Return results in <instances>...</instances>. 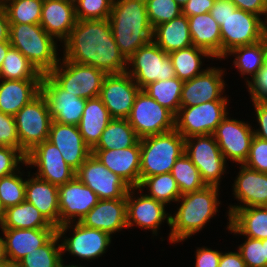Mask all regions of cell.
I'll use <instances>...</instances> for the list:
<instances>
[{"label":"cell","instance_id":"cell-1","mask_svg":"<svg viewBox=\"0 0 267 267\" xmlns=\"http://www.w3.org/2000/svg\"><path fill=\"white\" fill-rule=\"evenodd\" d=\"M64 46L65 60L93 66L106 74L129 70L127 60L114 40L108 19L77 20Z\"/></svg>","mask_w":267,"mask_h":267},{"label":"cell","instance_id":"cell-2","mask_svg":"<svg viewBox=\"0 0 267 267\" xmlns=\"http://www.w3.org/2000/svg\"><path fill=\"white\" fill-rule=\"evenodd\" d=\"M108 20L114 40L126 60L152 41L153 28L145 0H114Z\"/></svg>","mask_w":267,"mask_h":267},{"label":"cell","instance_id":"cell-3","mask_svg":"<svg viewBox=\"0 0 267 267\" xmlns=\"http://www.w3.org/2000/svg\"><path fill=\"white\" fill-rule=\"evenodd\" d=\"M218 189L217 186H205L201 190L180 196L177 200L182 201L180 208L174 216L170 215L171 243L181 242L204 228L218 211Z\"/></svg>","mask_w":267,"mask_h":267},{"label":"cell","instance_id":"cell-4","mask_svg":"<svg viewBox=\"0 0 267 267\" xmlns=\"http://www.w3.org/2000/svg\"><path fill=\"white\" fill-rule=\"evenodd\" d=\"M54 37L40 24L10 23L9 42L19 50L43 75L48 74L58 63Z\"/></svg>","mask_w":267,"mask_h":267},{"label":"cell","instance_id":"cell-5","mask_svg":"<svg viewBox=\"0 0 267 267\" xmlns=\"http://www.w3.org/2000/svg\"><path fill=\"white\" fill-rule=\"evenodd\" d=\"M185 138L176 130L140 139V183L149 176L171 173L184 153Z\"/></svg>","mask_w":267,"mask_h":267},{"label":"cell","instance_id":"cell-6","mask_svg":"<svg viewBox=\"0 0 267 267\" xmlns=\"http://www.w3.org/2000/svg\"><path fill=\"white\" fill-rule=\"evenodd\" d=\"M20 151L26 156L36 145L49 138L52 118L44 95L40 92L14 116Z\"/></svg>","mask_w":267,"mask_h":267},{"label":"cell","instance_id":"cell-7","mask_svg":"<svg viewBox=\"0 0 267 267\" xmlns=\"http://www.w3.org/2000/svg\"><path fill=\"white\" fill-rule=\"evenodd\" d=\"M48 75L64 90L84 99L100 95L107 74L93 66L62 59ZM59 65V66H58Z\"/></svg>","mask_w":267,"mask_h":267},{"label":"cell","instance_id":"cell-8","mask_svg":"<svg viewBox=\"0 0 267 267\" xmlns=\"http://www.w3.org/2000/svg\"><path fill=\"white\" fill-rule=\"evenodd\" d=\"M260 16L236 8L220 26L221 59L235 47L261 41L267 33V24Z\"/></svg>","mask_w":267,"mask_h":267},{"label":"cell","instance_id":"cell-9","mask_svg":"<svg viewBox=\"0 0 267 267\" xmlns=\"http://www.w3.org/2000/svg\"><path fill=\"white\" fill-rule=\"evenodd\" d=\"M127 121L140 139L175 129V116L144 90L137 94Z\"/></svg>","mask_w":267,"mask_h":267},{"label":"cell","instance_id":"cell-10","mask_svg":"<svg viewBox=\"0 0 267 267\" xmlns=\"http://www.w3.org/2000/svg\"><path fill=\"white\" fill-rule=\"evenodd\" d=\"M132 69L126 71L143 90L158 80L176 77L171 58L153 41L140 47L128 60Z\"/></svg>","mask_w":267,"mask_h":267},{"label":"cell","instance_id":"cell-11","mask_svg":"<svg viewBox=\"0 0 267 267\" xmlns=\"http://www.w3.org/2000/svg\"><path fill=\"white\" fill-rule=\"evenodd\" d=\"M227 100H215L190 107H180L175 129L184 137L210 135L227 116Z\"/></svg>","mask_w":267,"mask_h":267},{"label":"cell","instance_id":"cell-12","mask_svg":"<svg viewBox=\"0 0 267 267\" xmlns=\"http://www.w3.org/2000/svg\"><path fill=\"white\" fill-rule=\"evenodd\" d=\"M184 152L198 168L206 186L219 187V180L226 169V160L214 136L210 134L185 138Z\"/></svg>","mask_w":267,"mask_h":267},{"label":"cell","instance_id":"cell-13","mask_svg":"<svg viewBox=\"0 0 267 267\" xmlns=\"http://www.w3.org/2000/svg\"><path fill=\"white\" fill-rule=\"evenodd\" d=\"M98 201V196L76 176L58 186L59 227L56 228L58 237L61 238L71 227L72 218L77 217L80 222Z\"/></svg>","mask_w":267,"mask_h":267},{"label":"cell","instance_id":"cell-14","mask_svg":"<svg viewBox=\"0 0 267 267\" xmlns=\"http://www.w3.org/2000/svg\"><path fill=\"white\" fill-rule=\"evenodd\" d=\"M75 176L89 187L98 196L99 200L126 199V195L131 188L93 154L80 166Z\"/></svg>","mask_w":267,"mask_h":267},{"label":"cell","instance_id":"cell-15","mask_svg":"<svg viewBox=\"0 0 267 267\" xmlns=\"http://www.w3.org/2000/svg\"><path fill=\"white\" fill-rule=\"evenodd\" d=\"M140 90L127 72L107 74L99 97L112 119H127Z\"/></svg>","mask_w":267,"mask_h":267},{"label":"cell","instance_id":"cell-16","mask_svg":"<svg viewBox=\"0 0 267 267\" xmlns=\"http://www.w3.org/2000/svg\"><path fill=\"white\" fill-rule=\"evenodd\" d=\"M52 121L78 126L83 115L86 99L62 89L48 74H43L41 90Z\"/></svg>","mask_w":267,"mask_h":267},{"label":"cell","instance_id":"cell-17","mask_svg":"<svg viewBox=\"0 0 267 267\" xmlns=\"http://www.w3.org/2000/svg\"><path fill=\"white\" fill-rule=\"evenodd\" d=\"M25 164L38 167L36 177L57 186L72 180L76 174L65 162L59 149L48 139L27 153Z\"/></svg>","mask_w":267,"mask_h":267},{"label":"cell","instance_id":"cell-18","mask_svg":"<svg viewBox=\"0 0 267 267\" xmlns=\"http://www.w3.org/2000/svg\"><path fill=\"white\" fill-rule=\"evenodd\" d=\"M248 123L229 119L227 116L213 132L225 160L231 159L238 164H244L254 138V132Z\"/></svg>","mask_w":267,"mask_h":267},{"label":"cell","instance_id":"cell-19","mask_svg":"<svg viewBox=\"0 0 267 267\" xmlns=\"http://www.w3.org/2000/svg\"><path fill=\"white\" fill-rule=\"evenodd\" d=\"M92 154L131 188L140 185V140L123 149H92Z\"/></svg>","mask_w":267,"mask_h":267},{"label":"cell","instance_id":"cell-20","mask_svg":"<svg viewBox=\"0 0 267 267\" xmlns=\"http://www.w3.org/2000/svg\"><path fill=\"white\" fill-rule=\"evenodd\" d=\"M48 140L59 149L65 162L75 171L92 154V149L84 142L75 125L52 121Z\"/></svg>","mask_w":267,"mask_h":267},{"label":"cell","instance_id":"cell-21","mask_svg":"<svg viewBox=\"0 0 267 267\" xmlns=\"http://www.w3.org/2000/svg\"><path fill=\"white\" fill-rule=\"evenodd\" d=\"M223 70L209 68L191 80L184 81L181 93V107H190L201 103L228 100L221 97L224 90Z\"/></svg>","mask_w":267,"mask_h":267},{"label":"cell","instance_id":"cell-22","mask_svg":"<svg viewBox=\"0 0 267 267\" xmlns=\"http://www.w3.org/2000/svg\"><path fill=\"white\" fill-rule=\"evenodd\" d=\"M132 190H138V188H130L128 194L126 195L127 228L136 224L143 229L153 230V234L155 233L156 235L159 225L163 220H165V218L170 226L169 215L171 214L166 213L165 204L155 200L154 198L148 197L146 194H140V197L134 199L132 198V195L134 194Z\"/></svg>","mask_w":267,"mask_h":267},{"label":"cell","instance_id":"cell-23","mask_svg":"<svg viewBox=\"0 0 267 267\" xmlns=\"http://www.w3.org/2000/svg\"><path fill=\"white\" fill-rule=\"evenodd\" d=\"M73 236L61 243L62 253L68 251L72 255L85 260L100 257L111 243V235L105 231L85 227L77 221L73 228Z\"/></svg>","mask_w":267,"mask_h":267},{"label":"cell","instance_id":"cell-24","mask_svg":"<svg viewBox=\"0 0 267 267\" xmlns=\"http://www.w3.org/2000/svg\"><path fill=\"white\" fill-rule=\"evenodd\" d=\"M6 255L10 264H17L24 256L45 245L56 228L12 229L2 228Z\"/></svg>","mask_w":267,"mask_h":267},{"label":"cell","instance_id":"cell-25","mask_svg":"<svg viewBox=\"0 0 267 267\" xmlns=\"http://www.w3.org/2000/svg\"><path fill=\"white\" fill-rule=\"evenodd\" d=\"M240 170L233 185V194L244 206H230L229 217L240 207L267 205V173L256 171L244 164H241Z\"/></svg>","mask_w":267,"mask_h":267},{"label":"cell","instance_id":"cell-26","mask_svg":"<svg viewBox=\"0 0 267 267\" xmlns=\"http://www.w3.org/2000/svg\"><path fill=\"white\" fill-rule=\"evenodd\" d=\"M76 22L74 0H44L40 25L49 35L65 41Z\"/></svg>","mask_w":267,"mask_h":267},{"label":"cell","instance_id":"cell-27","mask_svg":"<svg viewBox=\"0 0 267 267\" xmlns=\"http://www.w3.org/2000/svg\"><path fill=\"white\" fill-rule=\"evenodd\" d=\"M85 227L95 228L109 233L127 228L126 199H104L80 220Z\"/></svg>","mask_w":267,"mask_h":267},{"label":"cell","instance_id":"cell-28","mask_svg":"<svg viewBox=\"0 0 267 267\" xmlns=\"http://www.w3.org/2000/svg\"><path fill=\"white\" fill-rule=\"evenodd\" d=\"M25 200L32 203L55 228L59 227L58 186L35 176L26 180Z\"/></svg>","mask_w":267,"mask_h":267},{"label":"cell","instance_id":"cell-29","mask_svg":"<svg viewBox=\"0 0 267 267\" xmlns=\"http://www.w3.org/2000/svg\"><path fill=\"white\" fill-rule=\"evenodd\" d=\"M41 90V80H2L0 83V111L15 116L16 113Z\"/></svg>","mask_w":267,"mask_h":267},{"label":"cell","instance_id":"cell-30","mask_svg":"<svg viewBox=\"0 0 267 267\" xmlns=\"http://www.w3.org/2000/svg\"><path fill=\"white\" fill-rule=\"evenodd\" d=\"M152 41L167 54L192 46L187 16L181 14L154 27Z\"/></svg>","mask_w":267,"mask_h":267},{"label":"cell","instance_id":"cell-31","mask_svg":"<svg viewBox=\"0 0 267 267\" xmlns=\"http://www.w3.org/2000/svg\"><path fill=\"white\" fill-rule=\"evenodd\" d=\"M111 120L112 117L99 96L86 100L78 128L84 142L91 149L97 145L102 132Z\"/></svg>","mask_w":267,"mask_h":267},{"label":"cell","instance_id":"cell-32","mask_svg":"<svg viewBox=\"0 0 267 267\" xmlns=\"http://www.w3.org/2000/svg\"><path fill=\"white\" fill-rule=\"evenodd\" d=\"M187 18L192 45L208 51L215 58L221 59L220 26L211 14L208 12Z\"/></svg>","mask_w":267,"mask_h":267},{"label":"cell","instance_id":"cell-33","mask_svg":"<svg viewBox=\"0 0 267 267\" xmlns=\"http://www.w3.org/2000/svg\"><path fill=\"white\" fill-rule=\"evenodd\" d=\"M227 229L253 239H267V208L240 207L229 218Z\"/></svg>","mask_w":267,"mask_h":267},{"label":"cell","instance_id":"cell-34","mask_svg":"<svg viewBox=\"0 0 267 267\" xmlns=\"http://www.w3.org/2000/svg\"><path fill=\"white\" fill-rule=\"evenodd\" d=\"M1 228L39 229L55 227L46 220L32 203L24 200L22 203L9 207L4 211Z\"/></svg>","mask_w":267,"mask_h":267},{"label":"cell","instance_id":"cell-35","mask_svg":"<svg viewBox=\"0 0 267 267\" xmlns=\"http://www.w3.org/2000/svg\"><path fill=\"white\" fill-rule=\"evenodd\" d=\"M139 140L127 119H112L93 149H123L134 146Z\"/></svg>","mask_w":267,"mask_h":267},{"label":"cell","instance_id":"cell-36","mask_svg":"<svg viewBox=\"0 0 267 267\" xmlns=\"http://www.w3.org/2000/svg\"><path fill=\"white\" fill-rule=\"evenodd\" d=\"M168 55L171 58L176 77L182 81L191 80L204 72L200 71L202 64L201 56L213 58L208 51L193 45L185 49L173 51Z\"/></svg>","mask_w":267,"mask_h":267},{"label":"cell","instance_id":"cell-37","mask_svg":"<svg viewBox=\"0 0 267 267\" xmlns=\"http://www.w3.org/2000/svg\"><path fill=\"white\" fill-rule=\"evenodd\" d=\"M184 81L173 77L158 80L147 85L143 90L161 106L168 109L174 116L181 107V93Z\"/></svg>","mask_w":267,"mask_h":267},{"label":"cell","instance_id":"cell-38","mask_svg":"<svg viewBox=\"0 0 267 267\" xmlns=\"http://www.w3.org/2000/svg\"><path fill=\"white\" fill-rule=\"evenodd\" d=\"M1 78L3 80H41L42 74L19 50L11 47L0 69Z\"/></svg>","mask_w":267,"mask_h":267},{"label":"cell","instance_id":"cell-39","mask_svg":"<svg viewBox=\"0 0 267 267\" xmlns=\"http://www.w3.org/2000/svg\"><path fill=\"white\" fill-rule=\"evenodd\" d=\"M171 174L176 180L181 195L203 189V182L198 168L191 162L185 152L176 160Z\"/></svg>","mask_w":267,"mask_h":267},{"label":"cell","instance_id":"cell-40","mask_svg":"<svg viewBox=\"0 0 267 267\" xmlns=\"http://www.w3.org/2000/svg\"><path fill=\"white\" fill-rule=\"evenodd\" d=\"M150 188V195L148 197L154 198L155 200L168 204L170 201H175L180 198L181 193L177 186L176 180L171 173H163L145 178L139 185L138 189L141 191L142 188Z\"/></svg>","mask_w":267,"mask_h":267},{"label":"cell","instance_id":"cell-41","mask_svg":"<svg viewBox=\"0 0 267 267\" xmlns=\"http://www.w3.org/2000/svg\"><path fill=\"white\" fill-rule=\"evenodd\" d=\"M229 54H238L234 60V65L242 75L250 74L253 77L264 65V37L257 43L235 47L224 57L226 58Z\"/></svg>","mask_w":267,"mask_h":267},{"label":"cell","instance_id":"cell-42","mask_svg":"<svg viewBox=\"0 0 267 267\" xmlns=\"http://www.w3.org/2000/svg\"><path fill=\"white\" fill-rule=\"evenodd\" d=\"M57 233L42 247L24 256L18 263L20 267H58L62 260L61 245Z\"/></svg>","mask_w":267,"mask_h":267},{"label":"cell","instance_id":"cell-43","mask_svg":"<svg viewBox=\"0 0 267 267\" xmlns=\"http://www.w3.org/2000/svg\"><path fill=\"white\" fill-rule=\"evenodd\" d=\"M43 2L44 0H10L3 7L9 23L40 24Z\"/></svg>","mask_w":267,"mask_h":267},{"label":"cell","instance_id":"cell-44","mask_svg":"<svg viewBox=\"0 0 267 267\" xmlns=\"http://www.w3.org/2000/svg\"><path fill=\"white\" fill-rule=\"evenodd\" d=\"M25 186L26 179L23 180L15 172L0 177V202L4 210L25 200Z\"/></svg>","mask_w":267,"mask_h":267},{"label":"cell","instance_id":"cell-45","mask_svg":"<svg viewBox=\"0 0 267 267\" xmlns=\"http://www.w3.org/2000/svg\"><path fill=\"white\" fill-rule=\"evenodd\" d=\"M145 3L152 28L182 14V8L174 0H145Z\"/></svg>","mask_w":267,"mask_h":267},{"label":"cell","instance_id":"cell-46","mask_svg":"<svg viewBox=\"0 0 267 267\" xmlns=\"http://www.w3.org/2000/svg\"><path fill=\"white\" fill-rule=\"evenodd\" d=\"M77 20L108 19L114 0H74Z\"/></svg>","mask_w":267,"mask_h":267},{"label":"cell","instance_id":"cell-47","mask_svg":"<svg viewBox=\"0 0 267 267\" xmlns=\"http://www.w3.org/2000/svg\"><path fill=\"white\" fill-rule=\"evenodd\" d=\"M239 252L246 267H266L262 240L247 237L243 245L239 246Z\"/></svg>","mask_w":267,"mask_h":267},{"label":"cell","instance_id":"cell-48","mask_svg":"<svg viewBox=\"0 0 267 267\" xmlns=\"http://www.w3.org/2000/svg\"><path fill=\"white\" fill-rule=\"evenodd\" d=\"M256 171L267 173V141L254 136L248 157L244 163Z\"/></svg>","mask_w":267,"mask_h":267},{"label":"cell","instance_id":"cell-49","mask_svg":"<svg viewBox=\"0 0 267 267\" xmlns=\"http://www.w3.org/2000/svg\"><path fill=\"white\" fill-rule=\"evenodd\" d=\"M26 163V156L14 147L0 146V177L17 171L19 163Z\"/></svg>","mask_w":267,"mask_h":267},{"label":"cell","instance_id":"cell-50","mask_svg":"<svg viewBox=\"0 0 267 267\" xmlns=\"http://www.w3.org/2000/svg\"><path fill=\"white\" fill-rule=\"evenodd\" d=\"M0 146L14 147L20 150V142L15 117L0 111Z\"/></svg>","mask_w":267,"mask_h":267},{"label":"cell","instance_id":"cell-51","mask_svg":"<svg viewBox=\"0 0 267 267\" xmlns=\"http://www.w3.org/2000/svg\"><path fill=\"white\" fill-rule=\"evenodd\" d=\"M248 81V91L253 102H267V66L263 65Z\"/></svg>","mask_w":267,"mask_h":267},{"label":"cell","instance_id":"cell-52","mask_svg":"<svg viewBox=\"0 0 267 267\" xmlns=\"http://www.w3.org/2000/svg\"><path fill=\"white\" fill-rule=\"evenodd\" d=\"M221 252L208 248L196 250L195 267H218Z\"/></svg>","mask_w":267,"mask_h":267},{"label":"cell","instance_id":"cell-53","mask_svg":"<svg viewBox=\"0 0 267 267\" xmlns=\"http://www.w3.org/2000/svg\"><path fill=\"white\" fill-rule=\"evenodd\" d=\"M237 7L230 0H215L213 7L209 11L213 19L221 26L223 21Z\"/></svg>","mask_w":267,"mask_h":267},{"label":"cell","instance_id":"cell-54","mask_svg":"<svg viewBox=\"0 0 267 267\" xmlns=\"http://www.w3.org/2000/svg\"><path fill=\"white\" fill-rule=\"evenodd\" d=\"M237 8L267 18V0H230ZM266 24H267V19Z\"/></svg>","mask_w":267,"mask_h":267},{"label":"cell","instance_id":"cell-55","mask_svg":"<svg viewBox=\"0 0 267 267\" xmlns=\"http://www.w3.org/2000/svg\"><path fill=\"white\" fill-rule=\"evenodd\" d=\"M215 0H189L182 8V14L187 17L208 13Z\"/></svg>","mask_w":267,"mask_h":267},{"label":"cell","instance_id":"cell-56","mask_svg":"<svg viewBox=\"0 0 267 267\" xmlns=\"http://www.w3.org/2000/svg\"><path fill=\"white\" fill-rule=\"evenodd\" d=\"M260 129L254 130V135L267 141V102H253Z\"/></svg>","mask_w":267,"mask_h":267},{"label":"cell","instance_id":"cell-57","mask_svg":"<svg viewBox=\"0 0 267 267\" xmlns=\"http://www.w3.org/2000/svg\"><path fill=\"white\" fill-rule=\"evenodd\" d=\"M218 267H246L240 252L221 253Z\"/></svg>","mask_w":267,"mask_h":267},{"label":"cell","instance_id":"cell-58","mask_svg":"<svg viewBox=\"0 0 267 267\" xmlns=\"http://www.w3.org/2000/svg\"><path fill=\"white\" fill-rule=\"evenodd\" d=\"M10 23L3 5H0V42L9 41Z\"/></svg>","mask_w":267,"mask_h":267},{"label":"cell","instance_id":"cell-59","mask_svg":"<svg viewBox=\"0 0 267 267\" xmlns=\"http://www.w3.org/2000/svg\"><path fill=\"white\" fill-rule=\"evenodd\" d=\"M11 47L12 46H11L9 41L0 42V69H1L3 61L6 57V54Z\"/></svg>","mask_w":267,"mask_h":267},{"label":"cell","instance_id":"cell-60","mask_svg":"<svg viewBox=\"0 0 267 267\" xmlns=\"http://www.w3.org/2000/svg\"><path fill=\"white\" fill-rule=\"evenodd\" d=\"M9 263L6 255L5 240L0 237V265Z\"/></svg>","mask_w":267,"mask_h":267},{"label":"cell","instance_id":"cell-61","mask_svg":"<svg viewBox=\"0 0 267 267\" xmlns=\"http://www.w3.org/2000/svg\"><path fill=\"white\" fill-rule=\"evenodd\" d=\"M264 65L267 66V33L264 35Z\"/></svg>","mask_w":267,"mask_h":267},{"label":"cell","instance_id":"cell-62","mask_svg":"<svg viewBox=\"0 0 267 267\" xmlns=\"http://www.w3.org/2000/svg\"><path fill=\"white\" fill-rule=\"evenodd\" d=\"M4 208L0 202V226H2L3 218H4Z\"/></svg>","mask_w":267,"mask_h":267},{"label":"cell","instance_id":"cell-63","mask_svg":"<svg viewBox=\"0 0 267 267\" xmlns=\"http://www.w3.org/2000/svg\"><path fill=\"white\" fill-rule=\"evenodd\" d=\"M262 245H264L265 259H266V267H267V239L262 240Z\"/></svg>","mask_w":267,"mask_h":267},{"label":"cell","instance_id":"cell-64","mask_svg":"<svg viewBox=\"0 0 267 267\" xmlns=\"http://www.w3.org/2000/svg\"><path fill=\"white\" fill-rule=\"evenodd\" d=\"M181 8H183L185 6V4L189 1V0H174Z\"/></svg>","mask_w":267,"mask_h":267},{"label":"cell","instance_id":"cell-65","mask_svg":"<svg viewBox=\"0 0 267 267\" xmlns=\"http://www.w3.org/2000/svg\"><path fill=\"white\" fill-rule=\"evenodd\" d=\"M58 267H78L77 265H68V266H65L64 264H63V261L59 264V266ZM79 267H82V266H79Z\"/></svg>","mask_w":267,"mask_h":267},{"label":"cell","instance_id":"cell-66","mask_svg":"<svg viewBox=\"0 0 267 267\" xmlns=\"http://www.w3.org/2000/svg\"><path fill=\"white\" fill-rule=\"evenodd\" d=\"M8 1H10V0H0V5H4Z\"/></svg>","mask_w":267,"mask_h":267},{"label":"cell","instance_id":"cell-67","mask_svg":"<svg viewBox=\"0 0 267 267\" xmlns=\"http://www.w3.org/2000/svg\"><path fill=\"white\" fill-rule=\"evenodd\" d=\"M0 267H10V263L0 265Z\"/></svg>","mask_w":267,"mask_h":267},{"label":"cell","instance_id":"cell-68","mask_svg":"<svg viewBox=\"0 0 267 267\" xmlns=\"http://www.w3.org/2000/svg\"><path fill=\"white\" fill-rule=\"evenodd\" d=\"M10 267H20V266L17 264H10Z\"/></svg>","mask_w":267,"mask_h":267}]
</instances>
